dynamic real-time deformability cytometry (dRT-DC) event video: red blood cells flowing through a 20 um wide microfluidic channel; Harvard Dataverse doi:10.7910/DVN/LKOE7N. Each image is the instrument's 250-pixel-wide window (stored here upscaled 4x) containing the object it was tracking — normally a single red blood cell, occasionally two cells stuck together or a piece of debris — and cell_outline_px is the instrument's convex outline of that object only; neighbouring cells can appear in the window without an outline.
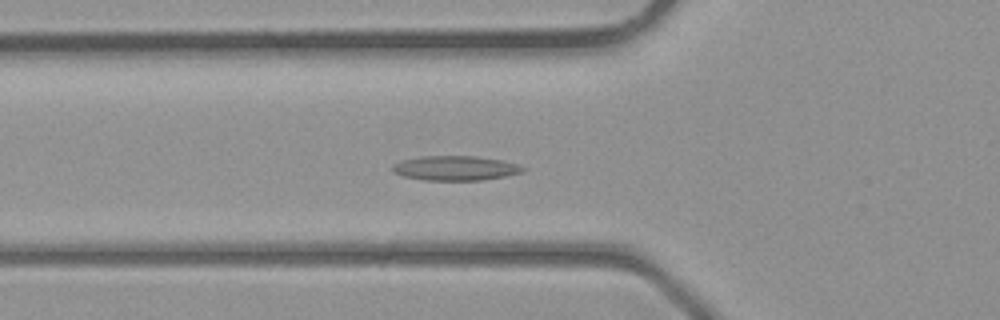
{"species": "common noctule bat (a hibernating species)", "species_latin": "Nyctalus noctula", "temperature_condition": "room temperature", "stored_images_in_passage": 26, "camera_frame_rate_fps": 3000, "um_per_image_px": 0.085, "animal": {"sex": "male", "body_mass_g": 23.1, "forearm_length_mm": 52.7}, "frame": {"image": 1, "passage_image": 7, "time_ms": 2.0, "image_size_px": [1000, 320], "cell_outline_px": [[528, 168], [520, 172], [504, 176], [484, 180], [424, 180], [404, 176], [392, 172], [392, 164], [400, 160], [420, 156], [476, 156], [504, 160]], "centroid_in_image_um": [38.67, 14.28], "position_along_channel_um": 87.1, "area_um2": 18.79}}
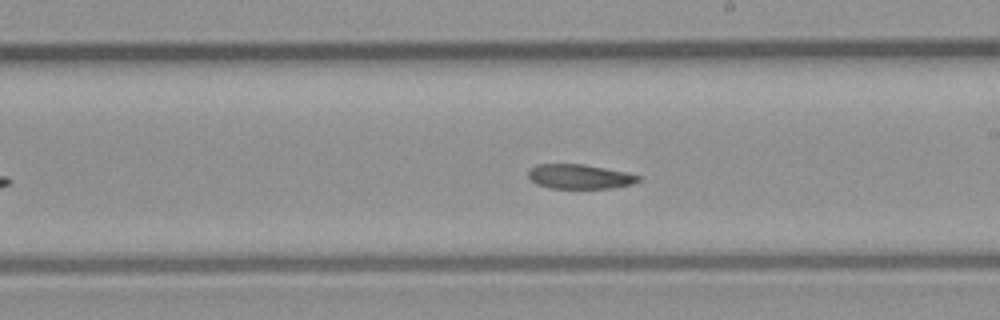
{"frame": {"image": 2, "passage_image": 16, "time_ms": 5.0, "image_size_px": [1000, 320], "cell_outline_px": [[640, 180], [632, 184], [612, 188], [552, 188], [536, 184], [528, 176], [528, 172], [536, 164], [584, 164], [624, 172], [640, 176]], "centroid_in_image_um": [49.25, 15.01], "position_along_channel_um": 239.7, "area_um2": 15.55}}
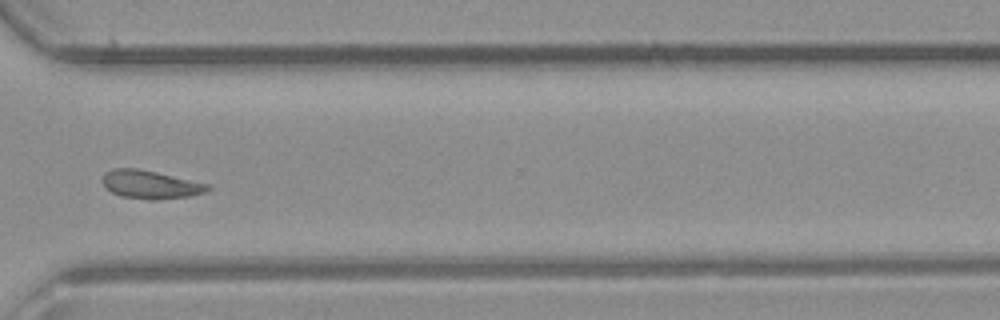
{"frame": {"image": 3, "passage_image": 23, "time_ms": 7.333, "image_size_px": [1000, 320], "cell_outline_px": [[212, 188], [208, 192], [188, 196], [156, 200], [120, 196], [112, 192], [104, 184], [104, 172], [112, 168], [136, 168], [156, 172], [212, 184]], "centroid_in_image_um": [12.86, 15.68], "position_along_channel_um": 357.7, "area_um2": 17.34}}